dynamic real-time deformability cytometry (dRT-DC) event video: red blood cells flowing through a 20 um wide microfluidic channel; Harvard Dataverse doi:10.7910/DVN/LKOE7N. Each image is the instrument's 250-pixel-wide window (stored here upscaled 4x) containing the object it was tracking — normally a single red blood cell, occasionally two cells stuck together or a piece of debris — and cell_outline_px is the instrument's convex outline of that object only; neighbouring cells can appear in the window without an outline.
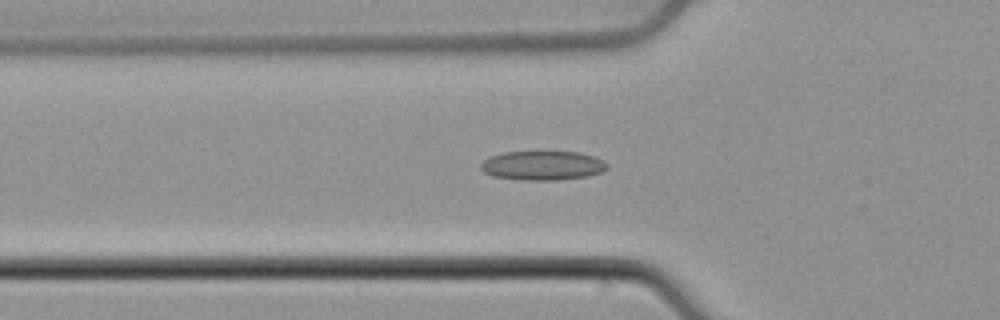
{"species": "common noctule bat (a hibernating species)", "species_latin": "Nyctalus noctula", "temperature_condition": "cold", "stored_images_in_passage": 54, "camera_frame_rate_fps": 3000, "um_per_image_px": 0.085, "animal": {"sex": "male", "body_mass_g": 21.5, "forearm_length_mm": 52.0}, "frame": {"image": 1, "passage_image": 19, "time_ms": 6.0, "image_size_px": [1000, 320], "cell_outline_px": [[608, 168], [600, 172], [588, 176], [556, 180], [524, 180], [492, 176], [484, 172], [480, 168], [480, 164], [484, 160], [492, 156], [504, 152], [576, 152], [592, 156], [608, 164]], "centroid_in_image_um": [46.09, 14.08], "position_along_channel_um": 79.7, "area_um2": 21.27}}
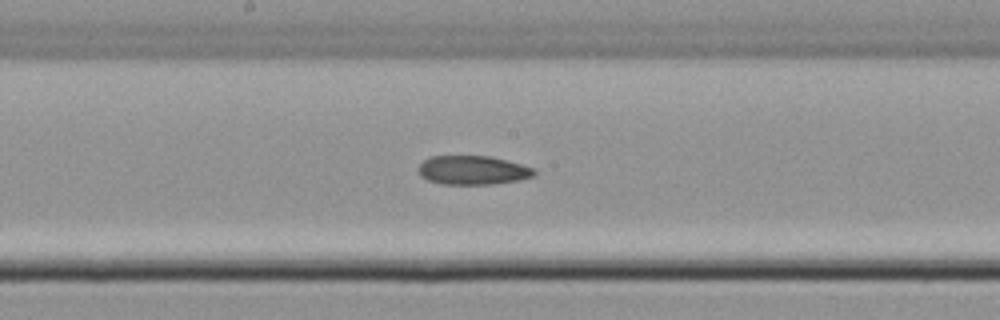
{"frame": {"image": 2, "passage_image": 29, "time_ms": 9.333, "image_size_px": [1000, 320], "cell_outline_px": [[536, 172], [532, 176], [516, 180], [492, 184], [440, 184], [428, 180], [420, 176], [420, 164], [424, 160], [432, 156], [492, 156], [536, 168]], "centroid_in_image_um": [40.2, 14.46], "position_along_channel_um": 208.0, "area_um2": 19.42}}
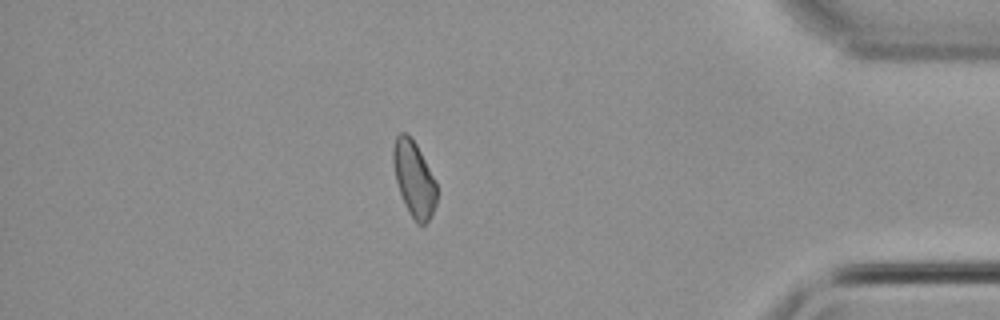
{"frame": {"image": 3, "passage_image": 47, "time_ms": 15.333, "image_size_px": [1000, 320], "cell_outline_px": [[436, 204], [428, 220], [424, 224], [416, 224], [408, 212], [404, 204], [396, 180], [392, 160], [392, 148], [396, 136], [400, 132], [408, 132], [412, 136], [436, 180]], "centroid_in_image_um": [35.17, 15.16], "position_along_channel_um": 400.0, "area_um2": 19.36}}